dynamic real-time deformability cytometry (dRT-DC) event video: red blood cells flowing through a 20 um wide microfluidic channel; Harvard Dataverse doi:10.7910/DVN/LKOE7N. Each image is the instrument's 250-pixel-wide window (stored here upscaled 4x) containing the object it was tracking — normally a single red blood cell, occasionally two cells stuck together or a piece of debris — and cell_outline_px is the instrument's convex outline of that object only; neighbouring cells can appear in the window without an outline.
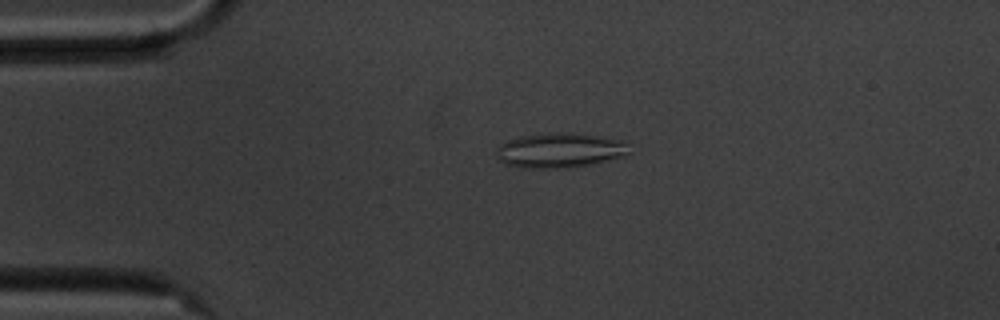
{"species": "common noctule bat (a hibernating species)", "species_latin": "Nyctalus noctula", "temperature_condition": "cold", "stored_images_in_passage": 51, "camera_frame_rate_fps": 3000, "um_per_image_px": 0.085, "animal": {"sex": "male", "body_mass_g": 20.1, "forearm_length_mm": 53.5}, "frame": {"image": 1, "passage_image": 7, "time_ms": 2.0, "image_size_px": [1000, 320], "cell_outline_px": [[628, 152], [624, 156], [572, 168], [524, 168], [504, 164], [496, 156], [500, 144], [508, 140], [520, 136], [560, 132], [572, 132], [600, 136], [620, 140], [624, 144]], "centroid_in_image_um": [47.53, 12.78], "position_along_channel_um": 37.5, "area_um2": 26.7}}
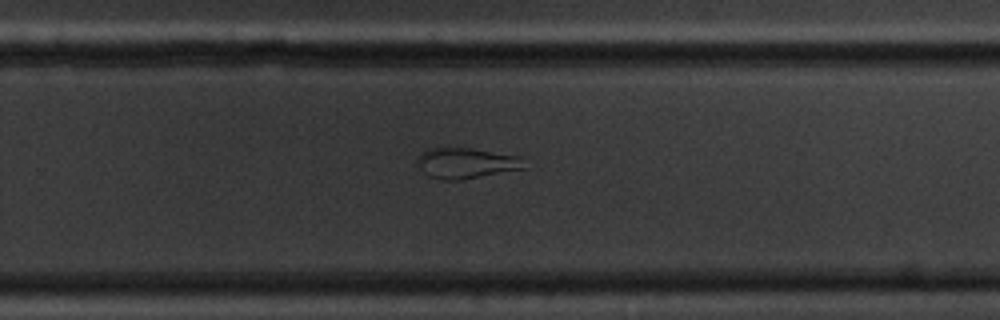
{"frame": {"image": 2, "passage_image": 31, "time_ms": 10.0, "image_size_px": [1000, 320], "cell_outline_px": [[528, 168], [460, 180], [444, 180], [428, 176], [420, 168], [420, 156], [428, 148], [472, 148], [520, 156]], "centroid_in_image_um": [39.7, 13.87], "position_along_channel_um": 290.1, "area_um2": 18.9}}
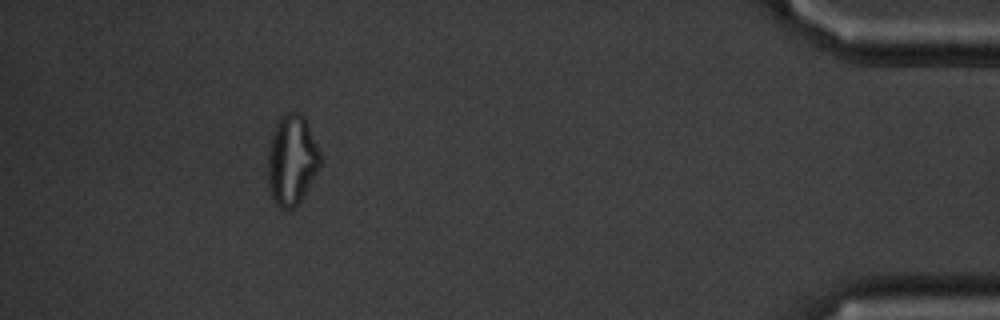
{"frame": {"image": 3, "passage_image": 46, "time_ms": 15.0, "image_size_px": [1000, 320], "cell_outline_px": [[320, 168], [300, 200], [288, 212], [280, 208], [276, 204], [268, 188], [268, 148], [276, 120], [284, 112], [300, 112], [304, 116], [308, 124], [320, 152]], "centroid_in_image_um": [24.79, 13.58], "position_along_channel_um": 410.4, "area_um2": 27.74}, "authors_computed_cell_mechanics": {"area_um2": 24.9118, "velocity_mm_per_s": 3.5578, "shape_relaxation_time_tau1_ms": null, "shape_relaxation_time_tau2_ms": 2.8289, "deformation_change_tau1": null, "deformation_change_tau2": 0.0899}}